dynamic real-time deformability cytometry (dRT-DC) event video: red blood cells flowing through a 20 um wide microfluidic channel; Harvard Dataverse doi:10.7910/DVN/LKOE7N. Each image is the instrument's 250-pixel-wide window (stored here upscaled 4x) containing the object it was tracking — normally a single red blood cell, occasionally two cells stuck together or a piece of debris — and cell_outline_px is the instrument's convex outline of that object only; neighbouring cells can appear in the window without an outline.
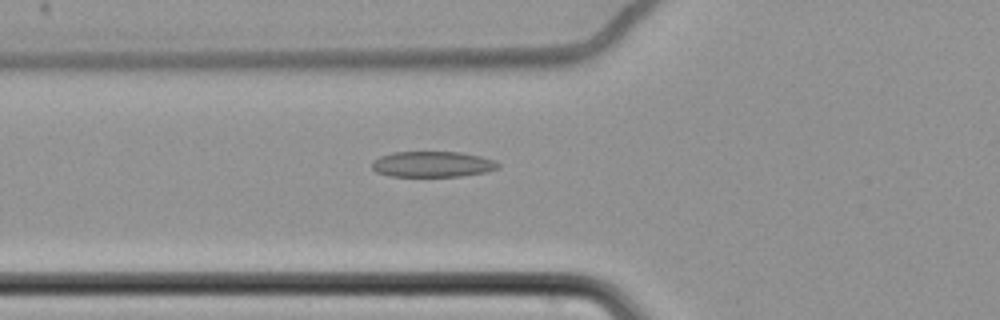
{"species": "common noctule bat (a hibernating species)", "species_latin": "Nyctalus noctula", "temperature_condition": "cold", "stored_images_in_passage": 62, "camera_frame_rate_fps": 3000, "um_per_image_px": 0.085, "animal": {"sex": "female", "body_mass_g": 22.7, "forearm_length_mm": 54.2}, "frame": {"image": 1, "passage_image": 25, "time_ms": 8.0, "image_size_px": [1000, 320], "cell_outline_px": [[500, 168], [488, 172], [460, 176], [388, 176], [376, 172], [372, 168], [372, 160], [380, 156], [392, 152], [460, 152], [480, 156], [496, 160], [500, 164]], "centroid_in_image_um": [36.78, 13.96], "position_along_channel_um": 89.0, "area_um2": 19.13}}
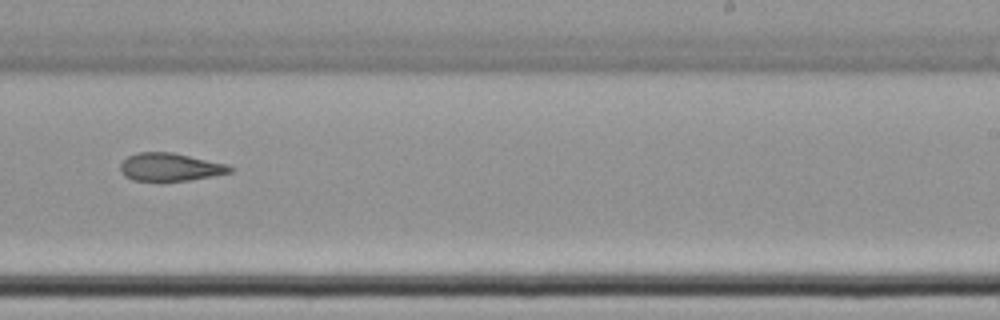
{"frame": {"image": 2, "passage_image": 41, "time_ms": 13.333, "image_size_px": [1000, 320], "cell_outline_px": [[236, 168], [232, 172], [212, 176], [188, 180], [132, 180], [124, 176], [120, 172], [120, 164], [128, 156], [136, 152], [172, 152], [224, 164]], "centroid_in_image_um": [14.43, 14.19], "position_along_channel_um": 274.6, "area_um2": 17.63}}
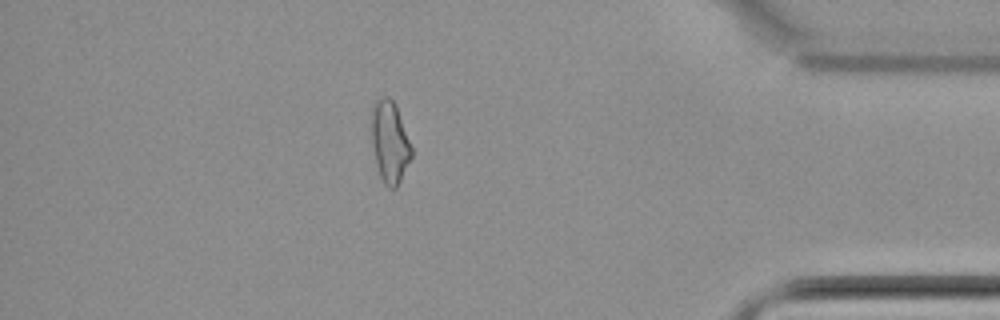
{"frame": {"image": 3, "passage_image": 55, "time_ms": 18.0, "image_size_px": [1000, 320], "cell_outline_px": [[412, 156], [396, 188], [388, 188], [384, 184], [380, 176], [376, 164], [372, 148], [372, 104], [376, 100], [384, 96], [388, 96], [396, 104], [412, 148]], "centroid_in_image_um": [33.12, 12.06], "position_along_channel_um": 402.1, "area_um2": 19.02}, "authors_computed_cell_mechanics": {"area_um2": 19.9121, "velocity_mm_per_s": 3.4799, "shape_relaxation_time_tau1_ms": null, "shape_relaxation_time_tau2_ms": 5.6236, "deformation_change_tau1": null, "deformation_change_tau2": 0.1436}}